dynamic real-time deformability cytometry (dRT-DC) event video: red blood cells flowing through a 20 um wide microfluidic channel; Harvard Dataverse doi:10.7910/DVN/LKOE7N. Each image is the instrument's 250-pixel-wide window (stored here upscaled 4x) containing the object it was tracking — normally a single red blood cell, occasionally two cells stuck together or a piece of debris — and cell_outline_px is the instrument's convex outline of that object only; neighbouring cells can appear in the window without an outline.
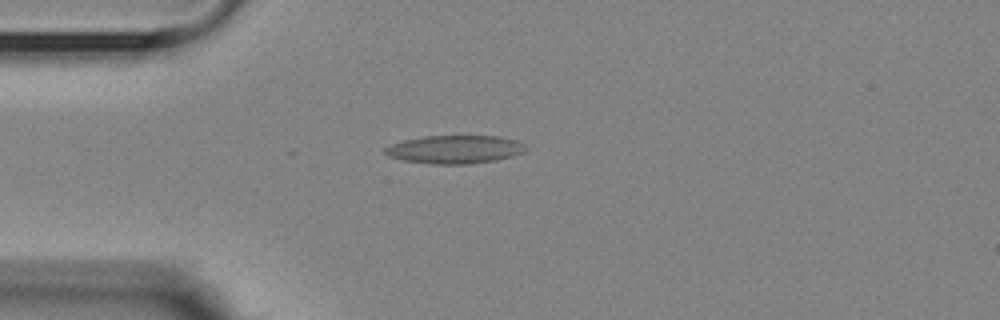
{"species": "Egyptian fruit bat (a non-hibernating species)", "species_latin": "Rousettus aegyptiacus", "temperature_condition": "room temperature", "stored_images_in_passage": 4, "camera_frame_rate_fps": 3000, "um_per_image_px": 0.085, "animal": {"sex": "female"}, "frame": {"image": 1, "passage_image": 4, "time_ms": 3.667, "image_size_px": [1000, 320], "cell_outline_px": [[528, 148], [524, 152], [512, 156], [496, 160], [468, 164], [432, 164], [404, 160], [388, 156], [384, 152], [384, 148], [392, 144], [404, 140], [424, 136], [496, 136], [516, 140], [524, 144]], "centroid_in_image_um": [38.67, 12.7], "position_along_channel_um": 46.3, "area_um2": 23.06}}